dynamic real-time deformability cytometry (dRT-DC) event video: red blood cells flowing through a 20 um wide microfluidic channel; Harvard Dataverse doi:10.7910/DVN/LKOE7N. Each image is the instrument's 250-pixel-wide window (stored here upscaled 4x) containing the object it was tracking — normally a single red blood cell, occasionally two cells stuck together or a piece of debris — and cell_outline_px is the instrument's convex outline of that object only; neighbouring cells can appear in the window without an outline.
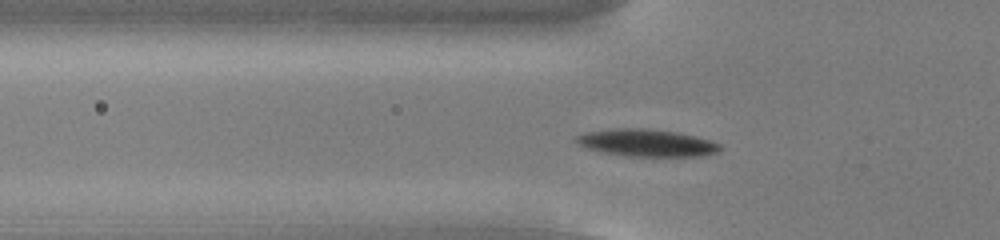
{"species": "common noctule bat (a hibernating species)", "species_latin": "Nyctalus noctula", "temperature_condition": "cold", "stored_images_in_passage": 51, "camera_frame_rate_fps": 3000, "um_per_image_px": 0.085, "animal": {"sex": "male", "body_mass_g": 13.0, "forearm_length_mm": 53.1}, "frame": {"image": 1, "passage_image": 15, "time_ms": 4.667, "image_size_px": [1000, 240], "cell_outline_px": [[720, 152], [704, 156], [624, 156], [600, 152], [576, 144], [572, 140], [576, 136], [584, 132], [612, 128], [648, 128], [676, 132], [696, 136], [720, 144]], "centroid_in_image_um": [54.91, 12.14], "position_along_channel_um": 70.9, "area_um2": 23.18}}
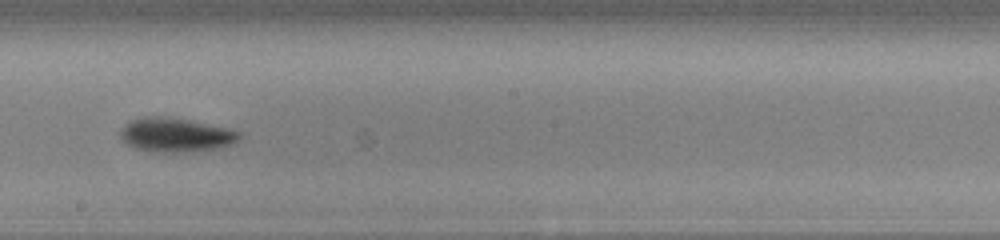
{"frame": {"image": 2, "passage_image": 28, "time_ms": 9.0, "image_size_px": [1000, 240], "cell_outline_px": [[240, 140], [232, 144], [220, 148], [180, 152], [152, 152], [136, 148], [128, 144], [120, 136], [120, 128], [124, 124], [132, 120], [144, 116], [156, 116], [188, 120], [228, 128], [240, 132]], "centroid_in_image_um": [14.93, 11.47], "position_along_channel_um": 233.3, "area_um2": 23.47}}
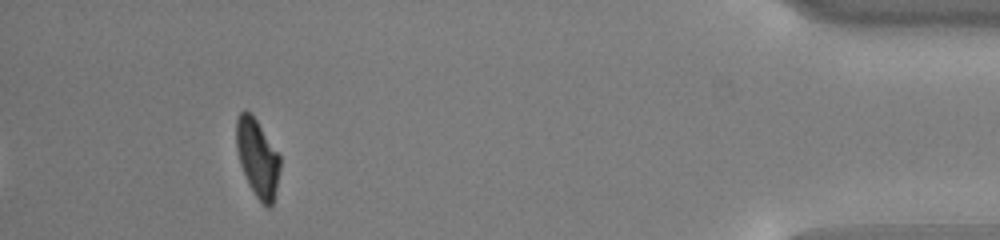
{"frame": {"image": 3, "passage_image": 47, "time_ms": 15.333, "image_size_px": [1000, 240], "cell_outline_px": [[280, 168], [276, 188], [272, 204], [268, 208], [256, 196], [240, 164], [236, 148], [236, 120], [240, 112], [244, 108], [252, 112], [280, 156]], "centroid_in_image_um": [21.87, 13.34], "position_along_channel_um": 413.3, "area_um2": 19.59}, "authors_computed_cell_mechanics": {"area_um2": 21.675, "velocity_mm_per_s": 3.7678, "shape_relaxation_time_tau1_ms": 1.9784, "shape_relaxation_time_tau2_ms": 10.9115, "deformation_change_tau1": 0.1241, "deformation_change_tau2": 0.1899}}